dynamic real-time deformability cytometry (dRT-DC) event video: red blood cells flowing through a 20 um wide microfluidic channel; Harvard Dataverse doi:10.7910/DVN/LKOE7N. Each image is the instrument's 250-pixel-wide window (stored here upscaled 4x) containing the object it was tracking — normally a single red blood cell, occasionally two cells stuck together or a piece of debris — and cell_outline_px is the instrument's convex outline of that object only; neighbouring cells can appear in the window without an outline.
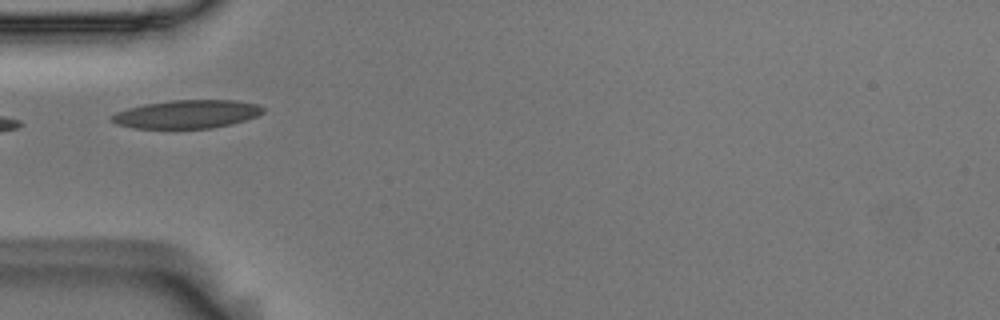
{"species": "Egyptian fruit bat (a non-hibernating species)", "species_latin": "Rousettus aegyptiacus", "temperature_condition": "room temperature", "stored_images_in_passage": 12, "camera_frame_rate_fps": 3000, "um_per_image_px": 0.085, "animal": {"sex": "male"}, "frame": {"image": 1, "passage_image": 1, "time_ms": 0.0, "image_size_px": [1000, 320], "cell_outline_px": [[264, 112], [256, 116], [232, 124], [212, 128], [132, 128], [116, 124], [108, 120], [116, 112], [128, 108], [144, 104], [172, 100], [236, 100], [256, 104], [264, 108]], "centroid_in_image_um": [15.86, 9.7], "position_along_channel_um": 69.1, "area_um2": 24.97}}